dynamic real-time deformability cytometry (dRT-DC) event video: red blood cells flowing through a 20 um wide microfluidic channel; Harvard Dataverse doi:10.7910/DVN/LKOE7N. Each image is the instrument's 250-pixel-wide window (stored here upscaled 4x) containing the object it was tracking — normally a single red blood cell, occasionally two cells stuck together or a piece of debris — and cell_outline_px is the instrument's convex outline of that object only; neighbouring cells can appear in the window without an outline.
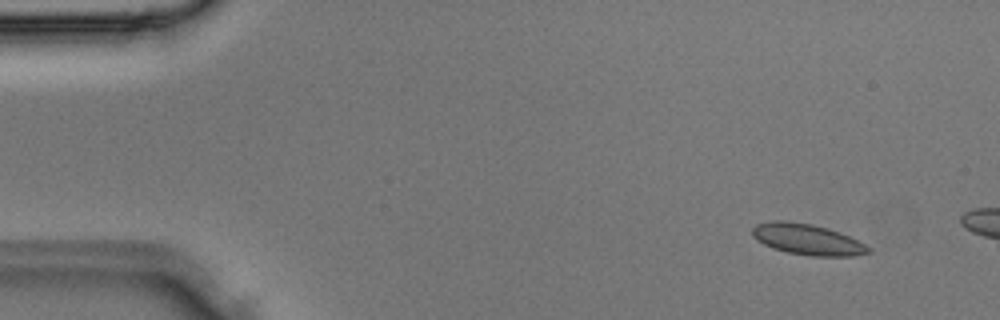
{"species": "Egyptian fruit bat (a non-hibernating species)", "species_latin": "Rousettus aegyptiacus", "temperature_condition": "room temperature", "stored_images_in_passage": 3, "segment_of_instrument_passage": [2, 2], "camera_frame_rate_fps": 3000, "um_per_image_px": 0.085, "animal": {"sex": "male"}, "frame": {"image": 1, "passage_image": 3, "time_ms": 0.667, "image_size_px": [1000, 320], "cell_outline_px": [[872, 252], [852, 256], [808, 256], [788, 252], [772, 248], [756, 240], [752, 236], [752, 228], [756, 224], [772, 220], [784, 220], [812, 224], [828, 228], [848, 236], [872, 248]], "centroid_in_image_um": [68.6, 20.35], "position_along_channel_um": 16.4, "area_um2": 20.98}}